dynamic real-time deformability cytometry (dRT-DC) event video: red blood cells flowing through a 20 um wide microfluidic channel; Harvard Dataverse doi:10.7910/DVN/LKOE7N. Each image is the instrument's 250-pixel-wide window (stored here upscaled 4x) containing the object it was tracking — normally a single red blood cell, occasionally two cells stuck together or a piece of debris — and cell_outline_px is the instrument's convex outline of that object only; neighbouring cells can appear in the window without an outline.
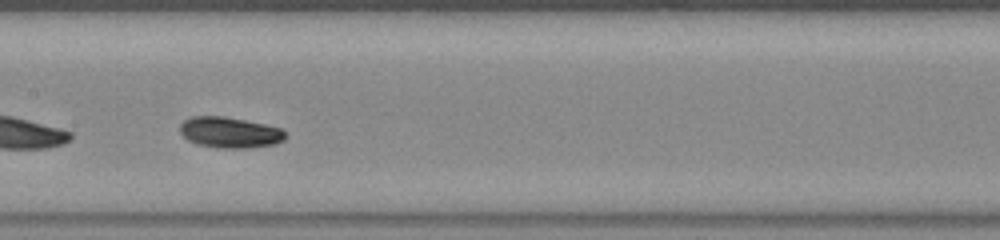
{"species": "common noctule bat (a hibernating species)", "species_latin": "Nyctalus noctula", "temperature_condition": "warm", "stored_images_in_passage": 26, "camera_frame_rate_fps": 3000, "um_per_image_px": 0.085, "animal": {"sex": "female", "body_mass_g": 23.0, "forearm_length_mm": 53.4}, "frame": {"image": 1, "passage_image": 12, "time_ms": 3.667, "image_size_px": [1000, 240], "cell_outline_px": [[288, 136], [284, 140], [276, 144], [248, 148], [220, 148], [196, 144], [188, 140], [180, 132], [180, 124], [184, 120], [192, 116], [224, 116], [264, 124], [280, 128], [288, 132]], "centroid_in_image_um": [19.56, 11.26], "position_along_channel_um": 187.8, "area_um2": 19.13}}
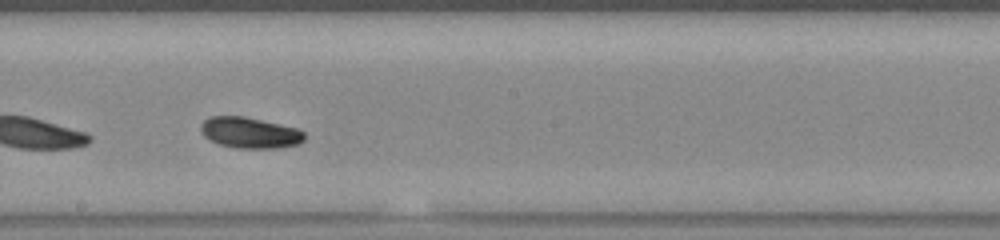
{"frame": {"image": 2, "passage_image": 15, "time_ms": 4.667, "image_size_px": [1000, 240], "cell_outline_px": [[304, 140], [300, 144], [280, 148], [236, 148], [220, 144], [208, 140], [200, 132], [200, 124], [204, 120], [212, 116], [244, 116], [300, 128], [304, 132]], "centroid_in_image_um": [21.25, 11.28], "position_along_channel_um": 227.0, "area_um2": 19.02}, "authors_computed_cell_mechanics": {"area_um2": 18.3515, "velocity_mm_per_s": 3.924, "shape_relaxation_time_tau1_ms": 3.3115, "shape_relaxation_time_tau2_ms": 6.3914, "deformation_change_tau1": 0.1283, "deformation_change_tau2": 0.0988}}